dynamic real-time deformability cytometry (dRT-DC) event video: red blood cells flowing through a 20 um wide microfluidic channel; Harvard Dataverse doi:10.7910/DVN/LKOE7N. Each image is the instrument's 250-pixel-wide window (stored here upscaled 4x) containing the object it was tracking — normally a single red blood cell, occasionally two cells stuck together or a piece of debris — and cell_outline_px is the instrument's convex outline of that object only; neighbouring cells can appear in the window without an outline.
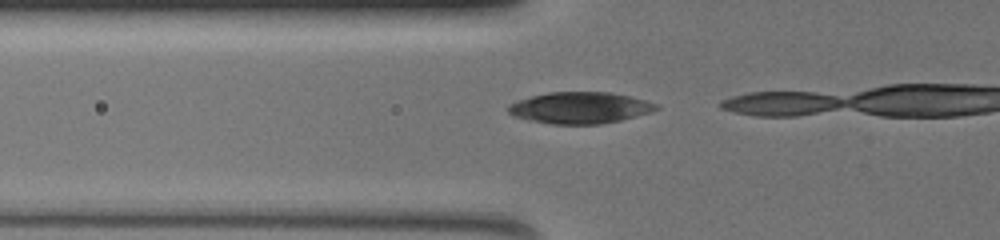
{"species": "common noctule bat (a hibernating species)", "species_latin": "Nyctalus noctula", "temperature_condition": "warm", "stored_images_in_passage": 3, "camera_frame_rate_fps": 3000, "um_per_image_px": 0.085, "animal": {"sex": "female", "body_mass_g": 19.5, "forearm_length_mm": 54.1}, "frame": {"image": 1, "passage_image": 2, "time_ms": 0.333, "image_size_px": [1000, 240], "cell_outline_px": [[660, 108], [652, 112], [620, 120], [600, 124], [552, 124], [528, 120], [512, 116], [508, 112], [508, 104], [516, 100], [548, 92], [612, 92], [644, 100], [656, 104]], "centroid_in_image_um": [49.25, 9.16], "position_along_channel_um": 76.5, "area_um2": 27.17}}